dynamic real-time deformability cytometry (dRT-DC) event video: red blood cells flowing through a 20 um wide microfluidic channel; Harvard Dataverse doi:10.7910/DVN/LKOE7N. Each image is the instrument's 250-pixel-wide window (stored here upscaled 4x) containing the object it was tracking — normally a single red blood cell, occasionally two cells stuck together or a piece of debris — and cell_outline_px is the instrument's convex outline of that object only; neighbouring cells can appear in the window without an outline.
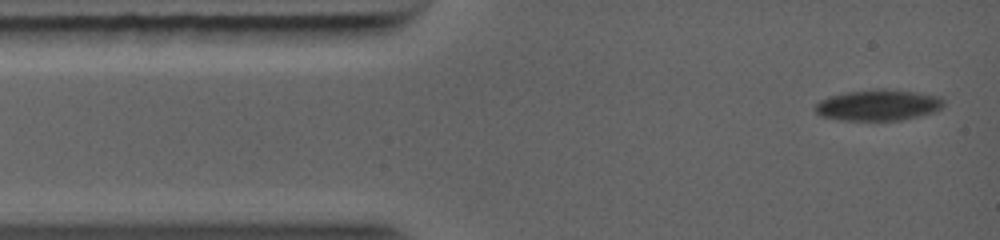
{"species": "common noctule bat (a hibernating species)", "species_latin": "Nyctalus noctula", "temperature_condition": "warm", "stored_images_in_passage": 28, "segment_of_instrument_passage": [1, 2], "camera_frame_rate_fps": 5000, "um_per_image_px": 0.085, "animal": {"sex": "female", "body_mass_g": 19.0, "forearm_length_mm": 56.7}, "frame": {"image": 1, "passage_image": 1, "time_ms": 0.0, "image_size_px": [1000, 240], "cell_outline_px": [[944, 104], [936, 112], [900, 120], [840, 120], [820, 116], [816, 112], [816, 104], [820, 100], [828, 96], [848, 92], [872, 88], [888, 88], [940, 96], [944, 100]], "centroid_in_image_um": [74.65, 8.92], "position_along_channel_um": 10.3, "area_um2": 23.41}}
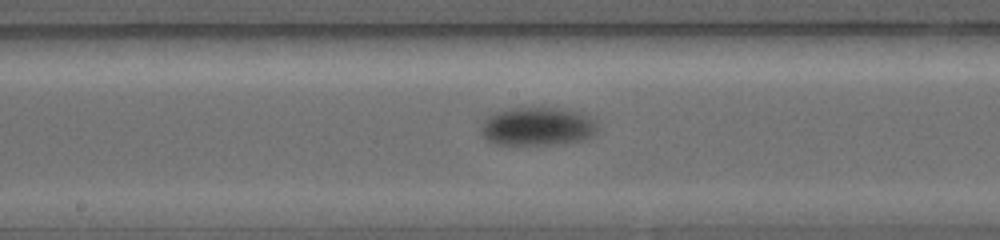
{"frame": {"image": 2, "passage_image": 13, "time_ms": 5.6, "image_size_px": [1000, 240], "cell_outline_px": [[592, 128], [584, 136], [548, 140], [520, 140], [492, 136], [484, 128], [484, 124], [488, 116], [496, 112], [512, 108], [552, 108], [572, 112], [584, 116], [592, 124]], "centroid_in_image_um": [45.63, 10.56], "position_along_channel_um": 202.6, "area_um2": 20.69}}
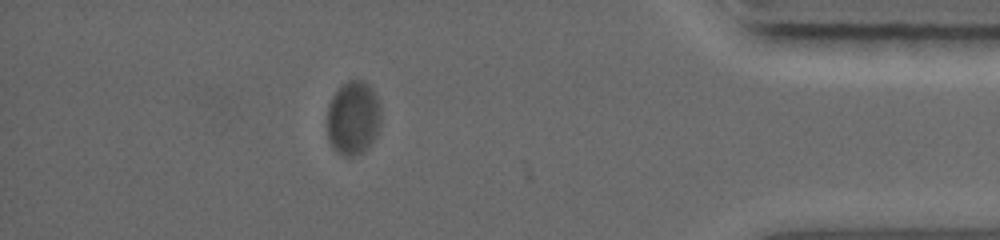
{"frame": {"image": 3, "passage_image": 24, "time_ms": 11.0, "image_size_px": [1000, 240], "cell_outline_px": [[380, 124], [376, 132], [368, 144], [360, 152], [352, 156], [344, 156], [328, 140], [328, 104], [332, 96], [340, 84], [348, 80], [364, 80], [372, 88], [380, 104]], "centroid_in_image_um": [30.0, 9.94], "position_along_channel_um": 405.2, "area_um2": 22.77}}